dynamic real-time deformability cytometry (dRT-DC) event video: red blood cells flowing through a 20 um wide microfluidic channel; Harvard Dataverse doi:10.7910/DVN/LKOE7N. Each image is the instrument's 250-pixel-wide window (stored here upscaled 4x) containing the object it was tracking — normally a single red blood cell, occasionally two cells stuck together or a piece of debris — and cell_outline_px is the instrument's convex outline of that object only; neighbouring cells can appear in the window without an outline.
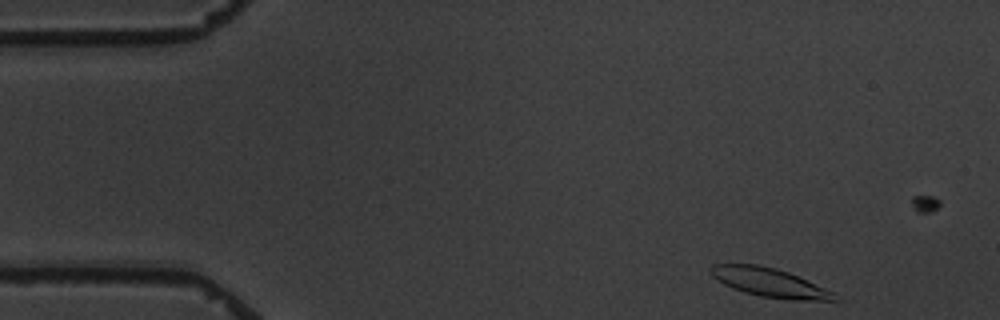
{"species": "common noctule bat (a hibernating species)", "species_latin": "Nyctalus noctula", "temperature_condition": "warm", "stored_images_in_passage": 5, "camera_frame_rate_fps": 3000, "um_per_image_px": 0.085, "animal": {"sex": "male", "body_mass_g": 19.5, "forearm_length_mm": 54.6}, "frame": {"image": 1, "passage_image": 1, "time_ms": 0.0, "image_size_px": [1000, 320], "cell_outline_px": [[840, 300], [788, 300], [760, 296], [744, 292], [732, 288], [716, 280], [712, 276], [708, 268], [712, 264], [756, 264], [776, 268], [788, 272], [836, 292]], "centroid_in_image_um": [65.42, 24.02], "position_along_channel_um": 19.6, "area_um2": 21.04}}